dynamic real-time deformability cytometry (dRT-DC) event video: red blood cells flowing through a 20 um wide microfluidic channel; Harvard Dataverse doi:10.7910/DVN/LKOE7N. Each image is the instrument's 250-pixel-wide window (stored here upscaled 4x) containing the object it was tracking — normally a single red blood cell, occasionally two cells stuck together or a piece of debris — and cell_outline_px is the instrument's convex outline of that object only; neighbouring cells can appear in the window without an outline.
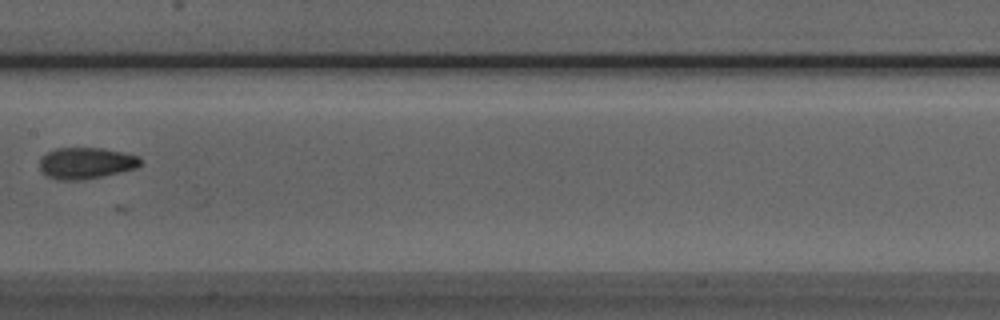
{"species": "Egyptian fruit bat (a non-hibernating species)", "species_latin": "Rousettus aegyptiacus", "temperature_condition": "room temperature", "stored_images_in_passage": 4, "camera_frame_rate_fps": 3000, "um_per_image_px": 0.085, "animal": {"sex": "male"}, "frame": {"image": 1, "passage_image": 4, "time_ms": 3.333, "image_size_px": [1000, 320], "cell_outline_px": [[140, 164], [136, 168], [120, 172], [80, 180], [56, 180], [48, 176], [40, 168], [40, 156], [56, 148], [100, 148], [124, 152], [140, 156]], "centroid_in_image_um": [7.3, 13.85], "position_along_channel_um": 200.1, "area_um2": 18.32}}